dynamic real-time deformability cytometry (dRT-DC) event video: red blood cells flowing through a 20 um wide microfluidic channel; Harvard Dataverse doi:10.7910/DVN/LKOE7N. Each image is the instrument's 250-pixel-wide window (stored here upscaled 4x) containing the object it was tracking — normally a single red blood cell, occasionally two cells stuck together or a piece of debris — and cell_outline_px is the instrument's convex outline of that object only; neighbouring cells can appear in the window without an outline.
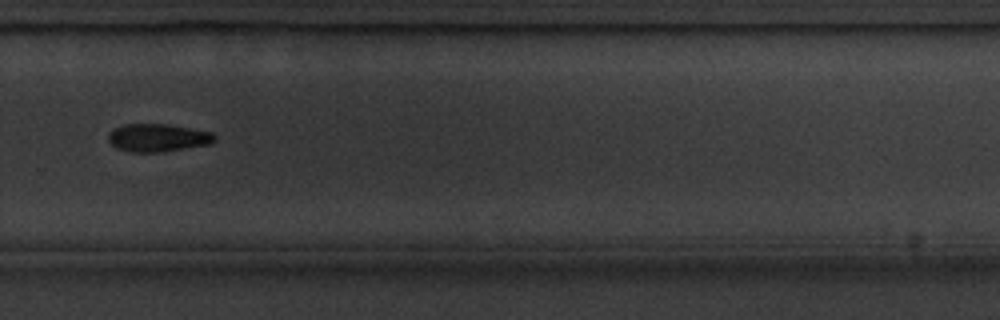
{"species": "common noctule bat (a hibernating species)", "species_latin": "Nyctalus noctula", "temperature_condition": "cold", "stored_images_in_passage": 15, "camera_frame_rate_fps": 3000, "um_per_image_px": 0.085, "animal": {"sex": "male", "body_mass_g": 20.1, "forearm_length_mm": 53.5}, "frame": {"image": 1, "passage_image": 11, "time_ms": 12.333, "image_size_px": [1000, 320], "cell_outline_px": [[216, 140], [212, 144], [156, 152], [128, 152], [116, 148], [108, 140], [108, 136], [116, 128], [124, 124], [164, 124], [212, 132], [216, 136]], "centroid_in_image_um": [13.43, 11.71], "position_along_channel_um": 316.4, "area_um2": 17.05}}
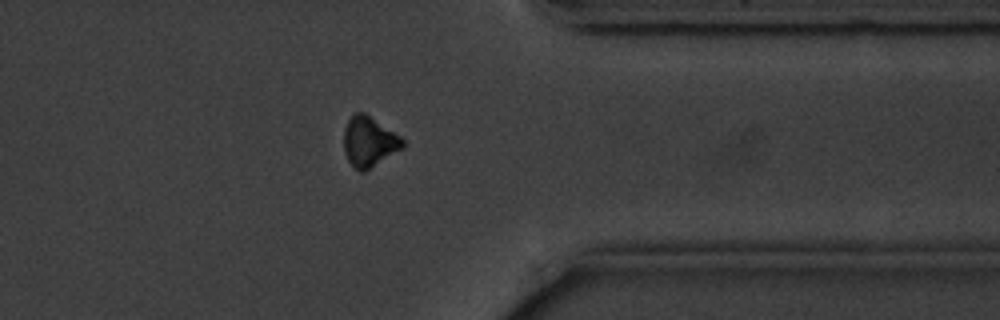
{"frame": {"image": 2, "passage_image": 13, "time_ms": 14.333, "image_size_px": [1000, 320], "cell_outline_px": [[404, 148], [364, 172], [360, 172], [348, 160], [344, 152], [344, 128], [348, 120], [356, 112], [364, 112], [400, 136], [404, 140]], "centroid_in_image_um": [31.38, 12.05], "position_along_channel_um": 380.0, "area_um2": 17.11}, "authors_computed_cell_mechanics": {"area_um2": 17.8602, "velocity_mm_per_s": 3.5979, "shape_relaxation_time_tau1_ms": 1.1549, "shape_relaxation_time_tau2_ms": null, "deformation_change_tau1": 0.0876, "deformation_change_tau2": null}}